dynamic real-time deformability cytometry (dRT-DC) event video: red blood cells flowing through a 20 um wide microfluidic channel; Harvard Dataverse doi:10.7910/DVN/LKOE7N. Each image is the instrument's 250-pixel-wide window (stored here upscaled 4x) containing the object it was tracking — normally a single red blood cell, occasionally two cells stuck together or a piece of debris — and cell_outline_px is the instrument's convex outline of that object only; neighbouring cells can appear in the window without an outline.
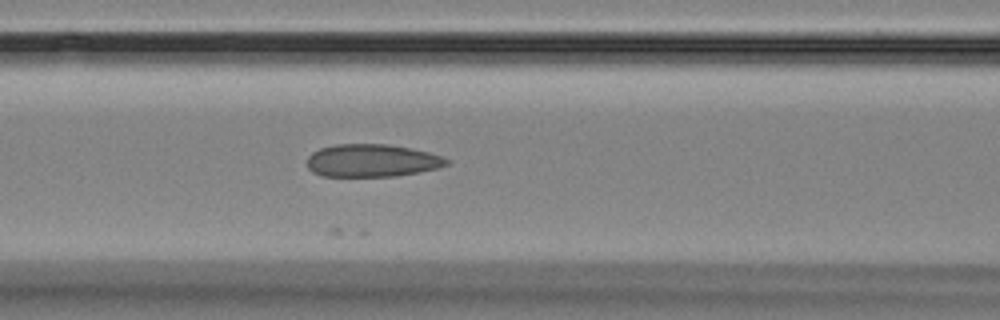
{"species": "Egyptian fruit bat (a non-hibernating species)", "species_latin": "Rousettus aegyptiacus", "temperature_condition": "room temperature", "stored_images_in_passage": 6, "camera_frame_rate_fps": 3000, "um_per_image_px": 0.085, "animal": {"sex": "female"}, "frame": {"image": 1, "passage_image": 6, "time_ms": 5.667, "image_size_px": [1000, 320], "cell_outline_px": [[452, 160], [448, 164], [436, 168], [420, 172], [396, 176], [324, 176], [312, 172], [308, 168], [308, 156], [312, 152], [320, 148], [336, 144], [388, 144], [412, 148], [428, 152]], "centroid_in_image_um": [31.62, 13.64], "position_along_channel_um": 135.0, "area_um2": 26.65}}